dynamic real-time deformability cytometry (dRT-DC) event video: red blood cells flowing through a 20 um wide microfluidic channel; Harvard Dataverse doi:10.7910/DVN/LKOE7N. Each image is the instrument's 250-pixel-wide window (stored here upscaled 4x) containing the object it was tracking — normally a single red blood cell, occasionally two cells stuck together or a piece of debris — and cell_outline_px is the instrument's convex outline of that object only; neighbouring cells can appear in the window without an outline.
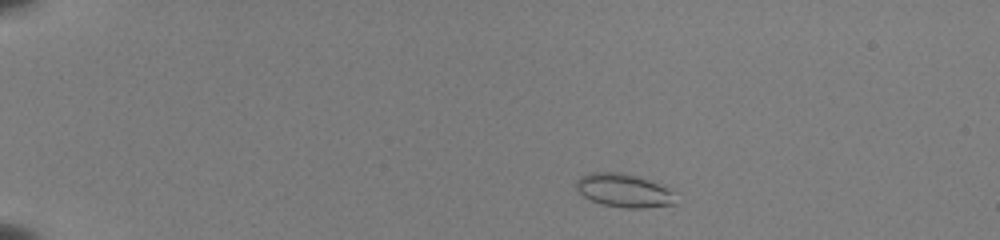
{"species": "common noctule bat (a hibernating species)", "species_latin": "Nyctalus noctula", "temperature_condition": "room temperature", "stored_images_in_passage": 47, "camera_frame_rate_fps": 3000, "um_per_image_px": 0.085, "animal": {"sex": "female", "body_mass_g": 22.0, "forearm_length_mm": 56.7}, "frame": {"image": 1, "passage_image": 5, "time_ms": 1.333, "image_size_px": [1000, 240], "cell_outline_px": [[676, 204], [644, 208], [624, 208], [600, 204], [584, 196], [576, 188], [576, 180], [580, 176], [592, 172], [616, 172], [648, 180], [672, 188]], "centroid_in_image_um": [53.04, 16.21], "position_along_channel_um": 32.0, "area_um2": 19.31}}
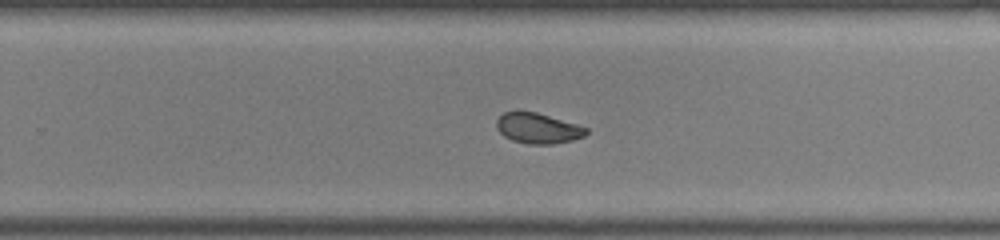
{"frame": {"image": 2, "passage_image": 31, "time_ms": 10.0, "image_size_px": [1000, 240], "cell_outline_px": [[588, 132], [584, 136], [572, 140], [552, 144], [528, 144], [512, 140], [504, 136], [496, 128], [496, 120], [504, 112], [536, 112], [576, 124], [588, 128]], "centroid_in_image_um": [45.71, 10.91], "position_along_channel_um": 284.1, "area_um2": 15.72}}
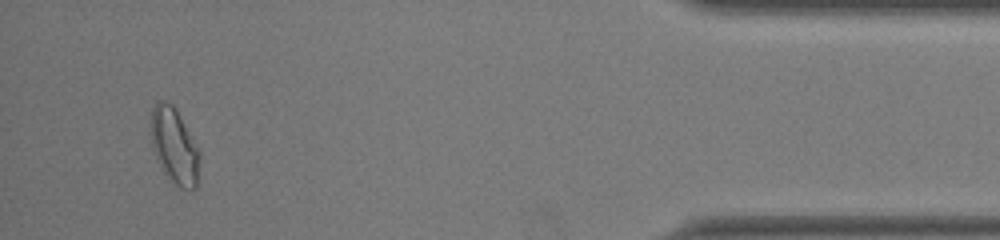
{"frame": {"image": 3, "passage_image": 45, "time_ms": 14.667, "image_size_px": [1000, 240], "cell_outline_px": [[200, 156], [196, 188], [180, 188], [168, 180], [156, 156], [152, 144], [152, 108], [156, 100], [160, 100], [172, 104], [176, 108], [200, 152]], "centroid_in_image_um": [14.83, 12.41], "position_along_channel_um": 420.4, "area_um2": 21.21}, "authors_computed_cell_mechanics": {"area_um2": 17.8024, "velocity_mm_per_s": 3.9702, "shape_relaxation_time_tau1_ms": 5.3587, "shape_relaxation_time_tau2_ms": 1.2975, "deformation_change_tau1": 0.156, "deformation_change_tau2": 0.0628}}